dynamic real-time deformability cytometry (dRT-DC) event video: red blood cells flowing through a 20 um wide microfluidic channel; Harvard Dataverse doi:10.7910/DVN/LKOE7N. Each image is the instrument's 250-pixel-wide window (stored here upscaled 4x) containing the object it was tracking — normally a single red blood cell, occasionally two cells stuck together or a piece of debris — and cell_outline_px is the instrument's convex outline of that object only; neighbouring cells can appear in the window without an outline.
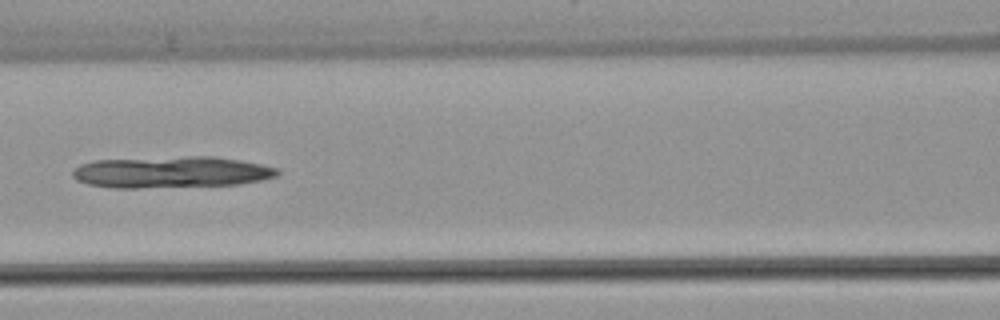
{"species": "common noctule bat (a hibernating species)", "species_latin": "Nyctalus noctula", "temperature_condition": "warm", "stored_images_in_passage": 5, "camera_frame_rate_fps": 3000, "um_per_image_px": 0.085, "animal": {"sex": "female", "body_mass_g": 22.7, "forearm_length_mm": 54.2}, "frame": {"image": 1, "passage_image": 4, "time_ms": 4.667, "image_size_px": [1000, 320], "cell_outline_px": [[280, 172], [276, 176], [260, 180], [240, 184], [136, 188], [116, 188], [88, 184], [76, 180], [72, 176], [72, 172], [80, 164], [96, 160], [188, 156], [212, 156], [240, 160], [280, 168]], "centroid_in_image_um": [14.57, 14.63], "position_along_channel_um": 152.0, "area_um2": 37.51}}